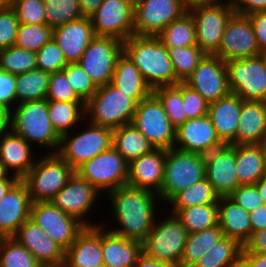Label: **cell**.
<instances>
[{
	"label": "cell",
	"mask_w": 266,
	"mask_h": 267,
	"mask_svg": "<svg viewBox=\"0 0 266 267\" xmlns=\"http://www.w3.org/2000/svg\"><path fill=\"white\" fill-rule=\"evenodd\" d=\"M112 215L119 228L110 230L122 237L142 243L155 222L159 195L153 191L125 185L108 192Z\"/></svg>",
	"instance_id": "obj_1"
},
{
	"label": "cell",
	"mask_w": 266,
	"mask_h": 267,
	"mask_svg": "<svg viewBox=\"0 0 266 267\" xmlns=\"http://www.w3.org/2000/svg\"><path fill=\"white\" fill-rule=\"evenodd\" d=\"M123 52L136 65L152 90L180 83L167 48L156 36L132 35L123 42Z\"/></svg>",
	"instance_id": "obj_2"
},
{
	"label": "cell",
	"mask_w": 266,
	"mask_h": 267,
	"mask_svg": "<svg viewBox=\"0 0 266 267\" xmlns=\"http://www.w3.org/2000/svg\"><path fill=\"white\" fill-rule=\"evenodd\" d=\"M10 130L30 145L37 144L41 149L46 147L50 153L58 150L61 136L50 121L46 99L15 105L10 111Z\"/></svg>",
	"instance_id": "obj_3"
},
{
	"label": "cell",
	"mask_w": 266,
	"mask_h": 267,
	"mask_svg": "<svg viewBox=\"0 0 266 267\" xmlns=\"http://www.w3.org/2000/svg\"><path fill=\"white\" fill-rule=\"evenodd\" d=\"M136 105L130 96L108 83L98 87L85 103L84 121L113 130L132 122Z\"/></svg>",
	"instance_id": "obj_4"
},
{
	"label": "cell",
	"mask_w": 266,
	"mask_h": 267,
	"mask_svg": "<svg viewBox=\"0 0 266 267\" xmlns=\"http://www.w3.org/2000/svg\"><path fill=\"white\" fill-rule=\"evenodd\" d=\"M75 170L57 153L37 158L32 169L21 179L27 186L32 203L51 201L67 184Z\"/></svg>",
	"instance_id": "obj_5"
},
{
	"label": "cell",
	"mask_w": 266,
	"mask_h": 267,
	"mask_svg": "<svg viewBox=\"0 0 266 267\" xmlns=\"http://www.w3.org/2000/svg\"><path fill=\"white\" fill-rule=\"evenodd\" d=\"M205 178L203 154L184 152L175 148L166 150L164 177L160 200L168 203L176 194Z\"/></svg>",
	"instance_id": "obj_6"
},
{
	"label": "cell",
	"mask_w": 266,
	"mask_h": 267,
	"mask_svg": "<svg viewBox=\"0 0 266 267\" xmlns=\"http://www.w3.org/2000/svg\"><path fill=\"white\" fill-rule=\"evenodd\" d=\"M193 17L197 46L205 53L214 55L221 43L226 25L235 13L231 1L198 3L188 7Z\"/></svg>",
	"instance_id": "obj_7"
},
{
	"label": "cell",
	"mask_w": 266,
	"mask_h": 267,
	"mask_svg": "<svg viewBox=\"0 0 266 267\" xmlns=\"http://www.w3.org/2000/svg\"><path fill=\"white\" fill-rule=\"evenodd\" d=\"M87 128L79 133L61 135L57 154L74 170L85 161L91 160L98 154L112 147L113 130L87 123Z\"/></svg>",
	"instance_id": "obj_8"
},
{
	"label": "cell",
	"mask_w": 266,
	"mask_h": 267,
	"mask_svg": "<svg viewBox=\"0 0 266 267\" xmlns=\"http://www.w3.org/2000/svg\"><path fill=\"white\" fill-rule=\"evenodd\" d=\"M155 222L142 242V252L153 259L179 266L188 236L186 228L172 213Z\"/></svg>",
	"instance_id": "obj_9"
},
{
	"label": "cell",
	"mask_w": 266,
	"mask_h": 267,
	"mask_svg": "<svg viewBox=\"0 0 266 267\" xmlns=\"http://www.w3.org/2000/svg\"><path fill=\"white\" fill-rule=\"evenodd\" d=\"M131 123L155 149L174 148L176 128L170 123L161 102L153 93L137 103Z\"/></svg>",
	"instance_id": "obj_10"
},
{
	"label": "cell",
	"mask_w": 266,
	"mask_h": 267,
	"mask_svg": "<svg viewBox=\"0 0 266 267\" xmlns=\"http://www.w3.org/2000/svg\"><path fill=\"white\" fill-rule=\"evenodd\" d=\"M75 172L100 193L105 191L107 194L109 191L127 185L128 162L112 146L109 150L85 161Z\"/></svg>",
	"instance_id": "obj_11"
},
{
	"label": "cell",
	"mask_w": 266,
	"mask_h": 267,
	"mask_svg": "<svg viewBox=\"0 0 266 267\" xmlns=\"http://www.w3.org/2000/svg\"><path fill=\"white\" fill-rule=\"evenodd\" d=\"M231 93L243 101L266 102V68L259 55L226 62Z\"/></svg>",
	"instance_id": "obj_12"
},
{
	"label": "cell",
	"mask_w": 266,
	"mask_h": 267,
	"mask_svg": "<svg viewBox=\"0 0 266 267\" xmlns=\"http://www.w3.org/2000/svg\"><path fill=\"white\" fill-rule=\"evenodd\" d=\"M123 41L113 37L95 36L77 62L95 86L111 83Z\"/></svg>",
	"instance_id": "obj_13"
},
{
	"label": "cell",
	"mask_w": 266,
	"mask_h": 267,
	"mask_svg": "<svg viewBox=\"0 0 266 267\" xmlns=\"http://www.w3.org/2000/svg\"><path fill=\"white\" fill-rule=\"evenodd\" d=\"M187 11L184 0H134V35L157 36Z\"/></svg>",
	"instance_id": "obj_14"
},
{
	"label": "cell",
	"mask_w": 266,
	"mask_h": 267,
	"mask_svg": "<svg viewBox=\"0 0 266 267\" xmlns=\"http://www.w3.org/2000/svg\"><path fill=\"white\" fill-rule=\"evenodd\" d=\"M90 21L95 36L124 42L134 35V0H103Z\"/></svg>",
	"instance_id": "obj_15"
},
{
	"label": "cell",
	"mask_w": 266,
	"mask_h": 267,
	"mask_svg": "<svg viewBox=\"0 0 266 267\" xmlns=\"http://www.w3.org/2000/svg\"><path fill=\"white\" fill-rule=\"evenodd\" d=\"M30 219L65 251L85 226L58 209L51 201L32 203Z\"/></svg>",
	"instance_id": "obj_16"
},
{
	"label": "cell",
	"mask_w": 266,
	"mask_h": 267,
	"mask_svg": "<svg viewBox=\"0 0 266 267\" xmlns=\"http://www.w3.org/2000/svg\"><path fill=\"white\" fill-rule=\"evenodd\" d=\"M183 83L197 91L209 103L231 93L226 62L216 55L206 54Z\"/></svg>",
	"instance_id": "obj_17"
},
{
	"label": "cell",
	"mask_w": 266,
	"mask_h": 267,
	"mask_svg": "<svg viewBox=\"0 0 266 267\" xmlns=\"http://www.w3.org/2000/svg\"><path fill=\"white\" fill-rule=\"evenodd\" d=\"M100 192L78 173H74L67 184L54 196L51 202L64 213L74 217L85 227L99 224L89 222L87 215L93 209V205Z\"/></svg>",
	"instance_id": "obj_18"
},
{
	"label": "cell",
	"mask_w": 266,
	"mask_h": 267,
	"mask_svg": "<svg viewBox=\"0 0 266 267\" xmlns=\"http://www.w3.org/2000/svg\"><path fill=\"white\" fill-rule=\"evenodd\" d=\"M254 29L249 16L234 13L229 19L218 51L214 54L227 62L259 55Z\"/></svg>",
	"instance_id": "obj_19"
},
{
	"label": "cell",
	"mask_w": 266,
	"mask_h": 267,
	"mask_svg": "<svg viewBox=\"0 0 266 267\" xmlns=\"http://www.w3.org/2000/svg\"><path fill=\"white\" fill-rule=\"evenodd\" d=\"M224 145L208 115L187 119L176 129L175 149L205 155Z\"/></svg>",
	"instance_id": "obj_20"
},
{
	"label": "cell",
	"mask_w": 266,
	"mask_h": 267,
	"mask_svg": "<svg viewBox=\"0 0 266 267\" xmlns=\"http://www.w3.org/2000/svg\"><path fill=\"white\" fill-rule=\"evenodd\" d=\"M43 267H63L65 250L30 218L13 236Z\"/></svg>",
	"instance_id": "obj_21"
},
{
	"label": "cell",
	"mask_w": 266,
	"mask_h": 267,
	"mask_svg": "<svg viewBox=\"0 0 266 267\" xmlns=\"http://www.w3.org/2000/svg\"><path fill=\"white\" fill-rule=\"evenodd\" d=\"M205 178L213 186L219 197L228 196L241 184L236 173L235 147H223L204 155Z\"/></svg>",
	"instance_id": "obj_22"
},
{
	"label": "cell",
	"mask_w": 266,
	"mask_h": 267,
	"mask_svg": "<svg viewBox=\"0 0 266 267\" xmlns=\"http://www.w3.org/2000/svg\"><path fill=\"white\" fill-rule=\"evenodd\" d=\"M32 200L26 184L19 180L0 201V235L13 237L30 218Z\"/></svg>",
	"instance_id": "obj_23"
},
{
	"label": "cell",
	"mask_w": 266,
	"mask_h": 267,
	"mask_svg": "<svg viewBox=\"0 0 266 267\" xmlns=\"http://www.w3.org/2000/svg\"><path fill=\"white\" fill-rule=\"evenodd\" d=\"M104 264L102 224L85 227L65 251L63 267H97Z\"/></svg>",
	"instance_id": "obj_24"
},
{
	"label": "cell",
	"mask_w": 266,
	"mask_h": 267,
	"mask_svg": "<svg viewBox=\"0 0 266 267\" xmlns=\"http://www.w3.org/2000/svg\"><path fill=\"white\" fill-rule=\"evenodd\" d=\"M165 149H154L128 163L127 185L159 193L163 183Z\"/></svg>",
	"instance_id": "obj_25"
},
{
	"label": "cell",
	"mask_w": 266,
	"mask_h": 267,
	"mask_svg": "<svg viewBox=\"0 0 266 267\" xmlns=\"http://www.w3.org/2000/svg\"><path fill=\"white\" fill-rule=\"evenodd\" d=\"M95 37L90 18L82 17L55 27L53 39L62 50L67 63H77Z\"/></svg>",
	"instance_id": "obj_26"
},
{
	"label": "cell",
	"mask_w": 266,
	"mask_h": 267,
	"mask_svg": "<svg viewBox=\"0 0 266 267\" xmlns=\"http://www.w3.org/2000/svg\"><path fill=\"white\" fill-rule=\"evenodd\" d=\"M31 145L11 130L0 135V162L20 180L36 163Z\"/></svg>",
	"instance_id": "obj_27"
},
{
	"label": "cell",
	"mask_w": 266,
	"mask_h": 267,
	"mask_svg": "<svg viewBox=\"0 0 266 267\" xmlns=\"http://www.w3.org/2000/svg\"><path fill=\"white\" fill-rule=\"evenodd\" d=\"M243 100L234 93L209 103L208 116L218 137L230 144L236 136Z\"/></svg>",
	"instance_id": "obj_28"
},
{
	"label": "cell",
	"mask_w": 266,
	"mask_h": 267,
	"mask_svg": "<svg viewBox=\"0 0 266 267\" xmlns=\"http://www.w3.org/2000/svg\"><path fill=\"white\" fill-rule=\"evenodd\" d=\"M235 139L229 145L260 144L266 139V102L243 101Z\"/></svg>",
	"instance_id": "obj_29"
},
{
	"label": "cell",
	"mask_w": 266,
	"mask_h": 267,
	"mask_svg": "<svg viewBox=\"0 0 266 267\" xmlns=\"http://www.w3.org/2000/svg\"><path fill=\"white\" fill-rule=\"evenodd\" d=\"M102 224V253L107 267H135L142 254V243L106 231ZM105 229V230H104Z\"/></svg>",
	"instance_id": "obj_30"
},
{
	"label": "cell",
	"mask_w": 266,
	"mask_h": 267,
	"mask_svg": "<svg viewBox=\"0 0 266 267\" xmlns=\"http://www.w3.org/2000/svg\"><path fill=\"white\" fill-rule=\"evenodd\" d=\"M219 226L224 236L237 240L242 246L252 235L250 215L228 196L218 201Z\"/></svg>",
	"instance_id": "obj_31"
},
{
	"label": "cell",
	"mask_w": 266,
	"mask_h": 267,
	"mask_svg": "<svg viewBox=\"0 0 266 267\" xmlns=\"http://www.w3.org/2000/svg\"><path fill=\"white\" fill-rule=\"evenodd\" d=\"M111 84L130 96L136 103L152 93V89L146 84L139 69L124 52L117 59Z\"/></svg>",
	"instance_id": "obj_32"
},
{
	"label": "cell",
	"mask_w": 266,
	"mask_h": 267,
	"mask_svg": "<svg viewBox=\"0 0 266 267\" xmlns=\"http://www.w3.org/2000/svg\"><path fill=\"white\" fill-rule=\"evenodd\" d=\"M112 146L128 163L155 149L132 123L113 129Z\"/></svg>",
	"instance_id": "obj_33"
},
{
	"label": "cell",
	"mask_w": 266,
	"mask_h": 267,
	"mask_svg": "<svg viewBox=\"0 0 266 267\" xmlns=\"http://www.w3.org/2000/svg\"><path fill=\"white\" fill-rule=\"evenodd\" d=\"M233 146L235 147L236 173L241 185L255 184L266 175L259 144Z\"/></svg>",
	"instance_id": "obj_34"
},
{
	"label": "cell",
	"mask_w": 266,
	"mask_h": 267,
	"mask_svg": "<svg viewBox=\"0 0 266 267\" xmlns=\"http://www.w3.org/2000/svg\"><path fill=\"white\" fill-rule=\"evenodd\" d=\"M223 237L219 225L188 234L179 267H193Z\"/></svg>",
	"instance_id": "obj_35"
},
{
	"label": "cell",
	"mask_w": 266,
	"mask_h": 267,
	"mask_svg": "<svg viewBox=\"0 0 266 267\" xmlns=\"http://www.w3.org/2000/svg\"><path fill=\"white\" fill-rule=\"evenodd\" d=\"M170 210L169 212L175 214L181 221L188 234L219 225L218 203L170 208Z\"/></svg>",
	"instance_id": "obj_36"
},
{
	"label": "cell",
	"mask_w": 266,
	"mask_h": 267,
	"mask_svg": "<svg viewBox=\"0 0 266 267\" xmlns=\"http://www.w3.org/2000/svg\"><path fill=\"white\" fill-rule=\"evenodd\" d=\"M48 114L60 136L71 133L72 127L85 120V102L48 101Z\"/></svg>",
	"instance_id": "obj_37"
},
{
	"label": "cell",
	"mask_w": 266,
	"mask_h": 267,
	"mask_svg": "<svg viewBox=\"0 0 266 267\" xmlns=\"http://www.w3.org/2000/svg\"><path fill=\"white\" fill-rule=\"evenodd\" d=\"M243 246L224 236L193 267H240Z\"/></svg>",
	"instance_id": "obj_38"
},
{
	"label": "cell",
	"mask_w": 266,
	"mask_h": 267,
	"mask_svg": "<svg viewBox=\"0 0 266 267\" xmlns=\"http://www.w3.org/2000/svg\"><path fill=\"white\" fill-rule=\"evenodd\" d=\"M50 74L40 69L16 75L17 104L46 99Z\"/></svg>",
	"instance_id": "obj_39"
},
{
	"label": "cell",
	"mask_w": 266,
	"mask_h": 267,
	"mask_svg": "<svg viewBox=\"0 0 266 267\" xmlns=\"http://www.w3.org/2000/svg\"><path fill=\"white\" fill-rule=\"evenodd\" d=\"M165 47L197 45L193 17L189 11L167 25L157 36Z\"/></svg>",
	"instance_id": "obj_40"
},
{
	"label": "cell",
	"mask_w": 266,
	"mask_h": 267,
	"mask_svg": "<svg viewBox=\"0 0 266 267\" xmlns=\"http://www.w3.org/2000/svg\"><path fill=\"white\" fill-rule=\"evenodd\" d=\"M219 195L206 178L176 194L167 204L170 208H188L196 205L218 203Z\"/></svg>",
	"instance_id": "obj_41"
},
{
	"label": "cell",
	"mask_w": 266,
	"mask_h": 267,
	"mask_svg": "<svg viewBox=\"0 0 266 267\" xmlns=\"http://www.w3.org/2000/svg\"><path fill=\"white\" fill-rule=\"evenodd\" d=\"M152 93L159 99L170 123L176 129L187 120L182 99V82L155 88Z\"/></svg>",
	"instance_id": "obj_42"
},
{
	"label": "cell",
	"mask_w": 266,
	"mask_h": 267,
	"mask_svg": "<svg viewBox=\"0 0 266 267\" xmlns=\"http://www.w3.org/2000/svg\"><path fill=\"white\" fill-rule=\"evenodd\" d=\"M175 75L180 82L194 71L206 55L197 45L188 47H166Z\"/></svg>",
	"instance_id": "obj_43"
},
{
	"label": "cell",
	"mask_w": 266,
	"mask_h": 267,
	"mask_svg": "<svg viewBox=\"0 0 266 267\" xmlns=\"http://www.w3.org/2000/svg\"><path fill=\"white\" fill-rule=\"evenodd\" d=\"M0 267H43L32 255L13 237H3L0 242Z\"/></svg>",
	"instance_id": "obj_44"
},
{
	"label": "cell",
	"mask_w": 266,
	"mask_h": 267,
	"mask_svg": "<svg viewBox=\"0 0 266 267\" xmlns=\"http://www.w3.org/2000/svg\"><path fill=\"white\" fill-rule=\"evenodd\" d=\"M0 69L16 75L37 69L36 52L15 45L1 49Z\"/></svg>",
	"instance_id": "obj_45"
},
{
	"label": "cell",
	"mask_w": 266,
	"mask_h": 267,
	"mask_svg": "<svg viewBox=\"0 0 266 267\" xmlns=\"http://www.w3.org/2000/svg\"><path fill=\"white\" fill-rule=\"evenodd\" d=\"M46 25L51 28L82 18L78 0H43Z\"/></svg>",
	"instance_id": "obj_46"
},
{
	"label": "cell",
	"mask_w": 266,
	"mask_h": 267,
	"mask_svg": "<svg viewBox=\"0 0 266 267\" xmlns=\"http://www.w3.org/2000/svg\"><path fill=\"white\" fill-rule=\"evenodd\" d=\"M53 38V28L46 24H19L15 46L37 52Z\"/></svg>",
	"instance_id": "obj_47"
},
{
	"label": "cell",
	"mask_w": 266,
	"mask_h": 267,
	"mask_svg": "<svg viewBox=\"0 0 266 267\" xmlns=\"http://www.w3.org/2000/svg\"><path fill=\"white\" fill-rule=\"evenodd\" d=\"M36 61L37 69L49 74L62 71L68 64L53 38L36 52Z\"/></svg>",
	"instance_id": "obj_48"
},
{
	"label": "cell",
	"mask_w": 266,
	"mask_h": 267,
	"mask_svg": "<svg viewBox=\"0 0 266 267\" xmlns=\"http://www.w3.org/2000/svg\"><path fill=\"white\" fill-rule=\"evenodd\" d=\"M62 72L76 94L85 103L97 92V87L78 63L67 64Z\"/></svg>",
	"instance_id": "obj_49"
},
{
	"label": "cell",
	"mask_w": 266,
	"mask_h": 267,
	"mask_svg": "<svg viewBox=\"0 0 266 267\" xmlns=\"http://www.w3.org/2000/svg\"><path fill=\"white\" fill-rule=\"evenodd\" d=\"M11 7L16 12L19 24H46L43 0H13Z\"/></svg>",
	"instance_id": "obj_50"
},
{
	"label": "cell",
	"mask_w": 266,
	"mask_h": 267,
	"mask_svg": "<svg viewBox=\"0 0 266 267\" xmlns=\"http://www.w3.org/2000/svg\"><path fill=\"white\" fill-rule=\"evenodd\" d=\"M46 100L84 102L71 87L66 75L62 71L50 74Z\"/></svg>",
	"instance_id": "obj_51"
},
{
	"label": "cell",
	"mask_w": 266,
	"mask_h": 267,
	"mask_svg": "<svg viewBox=\"0 0 266 267\" xmlns=\"http://www.w3.org/2000/svg\"><path fill=\"white\" fill-rule=\"evenodd\" d=\"M19 21L12 7L0 8V50L15 45Z\"/></svg>",
	"instance_id": "obj_52"
},
{
	"label": "cell",
	"mask_w": 266,
	"mask_h": 267,
	"mask_svg": "<svg viewBox=\"0 0 266 267\" xmlns=\"http://www.w3.org/2000/svg\"><path fill=\"white\" fill-rule=\"evenodd\" d=\"M182 99L187 119L200 118L208 115L209 102L183 82Z\"/></svg>",
	"instance_id": "obj_53"
},
{
	"label": "cell",
	"mask_w": 266,
	"mask_h": 267,
	"mask_svg": "<svg viewBox=\"0 0 266 267\" xmlns=\"http://www.w3.org/2000/svg\"><path fill=\"white\" fill-rule=\"evenodd\" d=\"M228 197L247 212L265 205L255 184L240 185Z\"/></svg>",
	"instance_id": "obj_54"
},
{
	"label": "cell",
	"mask_w": 266,
	"mask_h": 267,
	"mask_svg": "<svg viewBox=\"0 0 266 267\" xmlns=\"http://www.w3.org/2000/svg\"><path fill=\"white\" fill-rule=\"evenodd\" d=\"M16 102V74L0 69V107L11 111Z\"/></svg>",
	"instance_id": "obj_55"
},
{
	"label": "cell",
	"mask_w": 266,
	"mask_h": 267,
	"mask_svg": "<svg viewBox=\"0 0 266 267\" xmlns=\"http://www.w3.org/2000/svg\"><path fill=\"white\" fill-rule=\"evenodd\" d=\"M258 48L266 50V11L256 12L249 15Z\"/></svg>",
	"instance_id": "obj_56"
},
{
	"label": "cell",
	"mask_w": 266,
	"mask_h": 267,
	"mask_svg": "<svg viewBox=\"0 0 266 267\" xmlns=\"http://www.w3.org/2000/svg\"><path fill=\"white\" fill-rule=\"evenodd\" d=\"M235 13L249 16L266 11V0H230Z\"/></svg>",
	"instance_id": "obj_57"
},
{
	"label": "cell",
	"mask_w": 266,
	"mask_h": 267,
	"mask_svg": "<svg viewBox=\"0 0 266 267\" xmlns=\"http://www.w3.org/2000/svg\"><path fill=\"white\" fill-rule=\"evenodd\" d=\"M241 253H266V229L252 233Z\"/></svg>",
	"instance_id": "obj_58"
},
{
	"label": "cell",
	"mask_w": 266,
	"mask_h": 267,
	"mask_svg": "<svg viewBox=\"0 0 266 267\" xmlns=\"http://www.w3.org/2000/svg\"><path fill=\"white\" fill-rule=\"evenodd\" d=\"M252 233L266 229V204L249 212Z\"/></svg>",
	"instance_id": "obj_59"
},
{
	"label": "cell",
	"mask_w": 266,
	"mask_h": 267,
	"mask_svg": "<svg viewBox=\"0 0 266 267\" xmlns=\"http://www.w3.org/2000/svg\"><path fill=\"white\" fill-rule=\"evenodd\" d=\"M240 267H266V253H241Z\"/></svg>",
	"instance_id": "obj_60"
},
{
	"label": "cell",
	"mask_w": 266,
	"mask_h": 267,
	"mask_svg": "<svg viewBox=\"0 0 266 267\" xmlns=\"http://www.w3.org/2000/svg\"><path fill=\"white\" fill-rule=\"evenodd\" d=\"M135 267H179L176 264L168 263L148 257L143 252L138 257Z\"/></svg>",
	"instance_id": "obj_61"
},
{
	"label": "cell",
	"mask_w": 266,
	"mask_h": 267,
	"mask_svg": "<svg viewBox=\"0 0 266 267\" xmlns=\"http://www.w3.org/2000/svg\"><path fill=\"white\" fill-rule=\"evenodd\" d=\"M102 2L103 0H78L81 15L90 18Z\"/></svg>",
	"instance_id": "obj_62"
},
{
	"label": "cell",
	"mask_w": 266,
	"mask_h": 267,
	"mask_svg": "<svg viewBox=\"0 0 266 267\" xmlns=\"http://www.w3.org/2000/svg\"><path fill=\"white\" fill-rule=\"evenodd\" d=\"M20 179L12 174L5 180H0V201L7 194V192L19 181Z\"/></svg>",
	"instance_id": "obj_63"
},
{
	"label": "cell",
	"mask_w": 266,
	"mask_h": 267,
	"mask_svg": "<svg viewBox=\"0 0 266 267\" xmlns=\"http://www.w3.org/2000/svg\"><path fill=\"white\" fill-rule=\"evenodd\" d=\"M10 130V111L0 107V135Z\"/></svg>",
	"instance_id": "obj_64"
},
{
	"label": "cell",
	"mask_w": 266,
	"mask_h": 267,
	"mask_svg": "<svg viewBox=\"0 0 266 267\" xmlns=\"http://www.w3.org/2000/svg\"><path fill=\"white\" fill-rule=\"evenodd\" d=\"M255 186L258 189L259 195L263 199L264 203L266 204V175L260 178L256 183Z\"/></svg>",
	"instance_id": "obj_65"
},
{
	"label": "cell",
	"mask_w": 266,
	"mask_h": 267,
	"mask_svg": "<svg viewBox=\"0 0 266 267\" xmlns=\"http://www.w3.org/2000/svg\"><path fill=\"white\" fill-rule=\"evenodd\" d=\"M220 1H223V0H184V2L186 3L188 7L194 4H198V3H214V2H220Z\"/></svg>",
	"instance_id": "obj_66"
},
{
	"label": "cell",
	"mask_w": 266,
	"mask_h": 267,
	"mask_svg": "<svg viewBox=\"0 0 266 267\" xmlns=\"http://www.w3.org/2000/svg\"><path fill=\"white\" fill-rule=\"evenodd\" d=\"M259 145H260V149H261L262 156H263V164H264V169H265V174H266V139L262 141Z\"/></svg>",
	"instance_id": "obj_67"
},
{
	"label": "cell",
	"mask_w": 266,
	"mask_h": 267,
	"mask_svg": "<svg viewBox=\"0 0 266 267\" xmlns=\"http://www.w3.org/2000/svg\"><path fill=\"white\" fill-rule=\"evenodd\" d=\"M8 173L9 172L4 167V164L0 162V180H5L9 176Z\"/></svg>",
	"instance_id": "obj_68"
},
{
	"label": "cell",
	"mask_w": 266,
	"mask_h": 267,
	"mask_svg": "<svg viewBox=\"0 0 266 267\" xmlns=\"http://www.w3.org/2000/svg\"><path fill=\"white\" fill-rule=\"evenodd\" d=\"M13 0H0V8L11 7Z\"/></svg>",
	"instance_id": "obj_69"
},
{
	"label": "cell",
	"mask_w": 266,
	"mask_h": 267,
	"mask_svg": "<svg viewBox=\"0 0 266 267\" xmlns=\"http://www.w3.org/2000/svg\"><path fill=\"white\" fill-rule=\"evenodd\" d=\"M259 56L261 57V59L264 62L265 68H266V50H263L259 53Z\"/></svg>",
	"instance_id": "obj_70"
},
{
	"label": "cell",
	"mask_w": 266,
	"mask_h": 267,
	"mask_svg": "<svg viewBox=\"0 0 266 267\" xmlns=\"http://www.w3.org/2000/svg\"><path fill=\"white\" fill-rule=\"evenodd\" d=\"M97 267H107L105 264H103V265H100V266H97Z\"/></svg>",
	"instance_id": "obj_71"
}]
</instances>
